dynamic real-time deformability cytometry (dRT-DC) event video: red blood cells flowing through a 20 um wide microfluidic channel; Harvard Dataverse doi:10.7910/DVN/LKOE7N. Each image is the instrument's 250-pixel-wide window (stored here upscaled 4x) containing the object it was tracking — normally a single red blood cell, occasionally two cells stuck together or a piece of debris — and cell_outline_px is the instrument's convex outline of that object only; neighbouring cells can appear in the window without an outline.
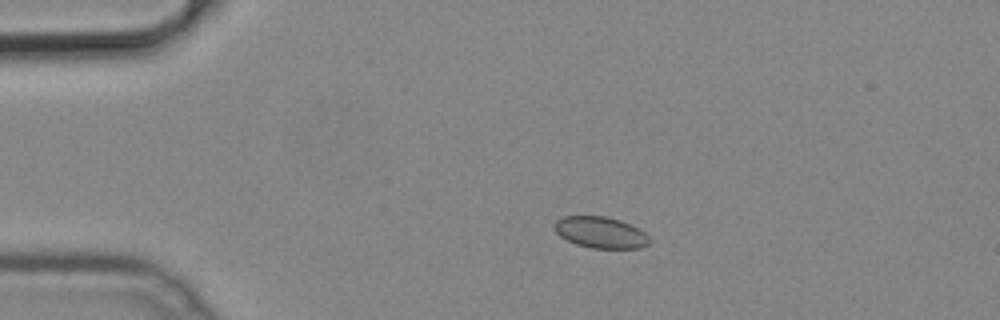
{"species": "common noctule bat (a hibernating species)", "species_latin": "Nyctalus noctula", "temperature_condition": "cold", "stored_images_in_passage": 42, "camera_frame_rate_fps": 3000, "um_per_image_px": 0.085, "animal": {"sex": "male", "body_mass_g": 19.2, "forearm_length_mm": 51.8}, "frame": {"image": 1, "passage_image": 1, "time_ms": 0.0, "image_size_px": [1000, 320], "cell_outline_px": [[652, 240], [648, 244], [640, 248], [592, 248], [576, 244], [560, 236], [556, 232], [552, 224], [560, 216], [604, 216], [620, 220], [644, 232]], "centroid_in_image_um": [51.01, 19.75], "position_along_channel_um": 34.0, "area_um2": 17.34}}
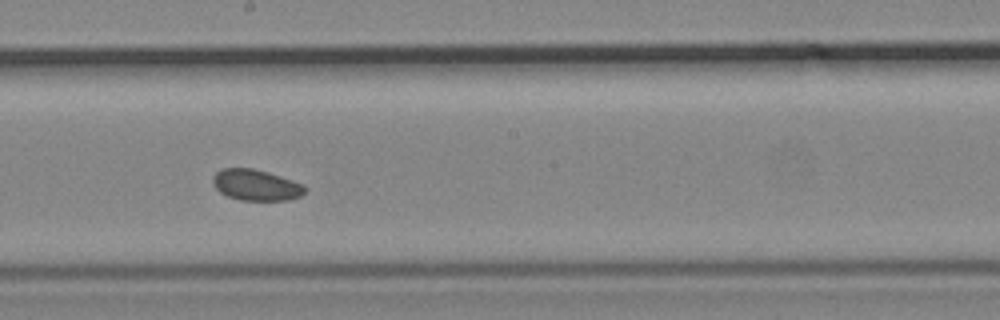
{"frame": {"image": 2, "passage_image": 19, "time_ms": 6.0, "image_size_px": [1000, 320], "cell_outline_px": [[308, 188], [300, 196], [288, 200], [240, 200], [228, 196], [220, 192], [212, 184], [212, 176], [216, 172], [224, 168], [252, 168], [268, 172], [304, 184]], "centroid_in_image_um": [21.76, 15.72], "position_along_channel_um": 226.4, "area_um2": 16.7}}
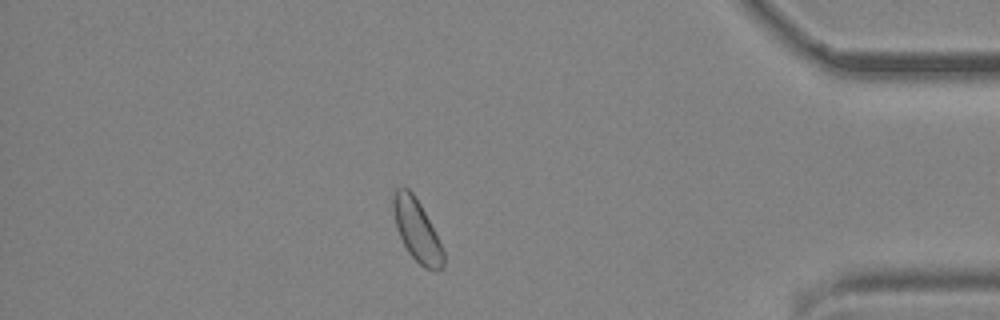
{"frame": {"image": 3, "passage_image": 35, "time_ms": 11.333, "image_size_px": [1000, 320], "cell_outline_px": [[444, 268], [436, 272], [424, 268], [408, 252], [396, 228], [392, 212], [392, 200], [396, 188], [404, 184], [412, 192], [420, 204], [444, 252]], "centroid_in_image_um": [35.4, 19.57], "position_along_channel_um": 399.8, "area_um2": 18.03}}